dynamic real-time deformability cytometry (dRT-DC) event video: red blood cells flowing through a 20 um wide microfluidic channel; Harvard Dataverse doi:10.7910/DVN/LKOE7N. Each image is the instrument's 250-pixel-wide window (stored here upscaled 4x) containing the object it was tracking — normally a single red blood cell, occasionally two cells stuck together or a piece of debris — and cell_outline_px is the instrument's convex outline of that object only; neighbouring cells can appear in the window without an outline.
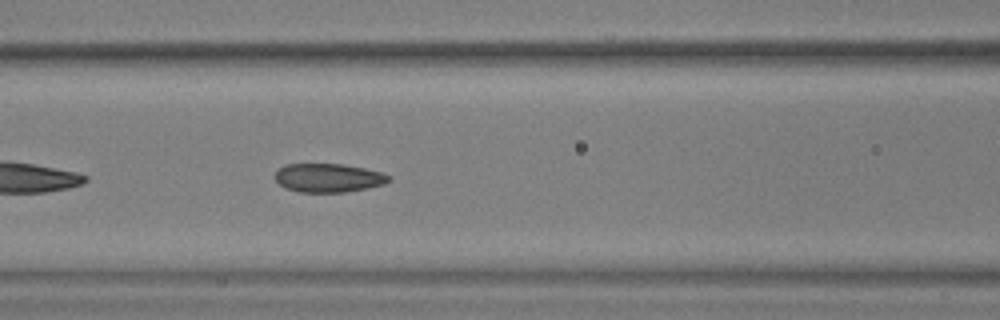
{"species": "common noctule bat (a hibernating species)", "species_latin": "Nyctalus noctula", "temperature_condition": "warm", "stored_images_in_passage": 25, "camera_frame_rate_fps": 3000, "um_per_image_px": 0.085, "animal": {"sex": "male", "body_mass_g": 17.9, "forearm_length_mm": 54.2}, "frame": {"image": 1, "passage_image": 8, "time_ms": 2.333, "image_size_px": [1000, 320], "cell_outline_px": [[392, 180], [384, 184], [368, 188], [344, 192], [300, 192], [288, 188], [280, 184], [276, 180], [276, 172], [284, 164], [344, 164], [364, 168], [380, 172], [392, 176]], "centroid_in_image_um": [27.96, 15.11], "position_along_channel_um": 138.6, "area_um2": 18.96}}
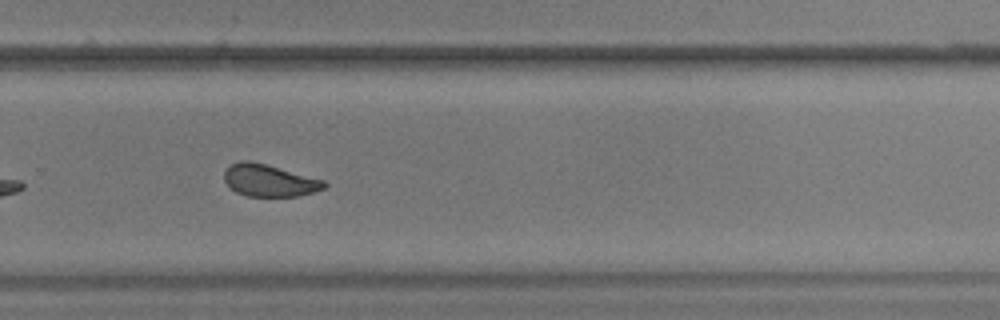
{"frame": {"image": 2, "passage_image": 22, "time_ms": 7.0, "image_size_px": [1000, 320], "cell_outline_px": [[328, 184], [324, 188], [300, 196], [244, 196], [236, 192], [224, 180], [224, 172], [232, 164], [240, 160], [252, 160], [324, 180]], "centroid_in_image_um": [22.88, 15.33], "position_along_channel_um": 306.9, "area_um2": 18.67}}